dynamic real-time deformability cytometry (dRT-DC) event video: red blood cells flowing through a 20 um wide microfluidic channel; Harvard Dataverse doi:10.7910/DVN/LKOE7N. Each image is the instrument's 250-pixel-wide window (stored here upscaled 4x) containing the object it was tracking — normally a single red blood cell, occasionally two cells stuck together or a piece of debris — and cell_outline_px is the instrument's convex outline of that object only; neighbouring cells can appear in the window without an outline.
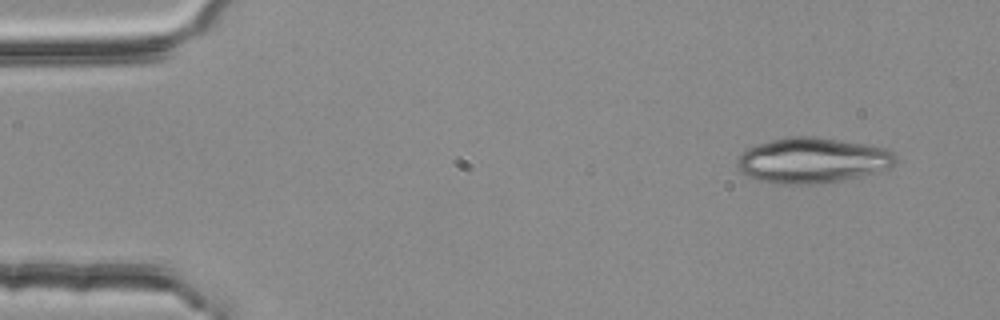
{"species": "common noctule bat (a hibernating species)", "species_latin": "Nyctalus noctula", "temperature_condition": "room temperature", "stored_images_in_passage": 3, "camera_frame_rate_fps": 3000, "um_per_image_px": 0.085, "animal": {"sex": "female", "body_mass_g": 25.1}, "frame": {"image": 1, "passage_image": 1, "time_ms": 0.0, "image_size_px": [1000, 320], "cell_outline_px": [[896, 160], [888, 168], [840, 180], [812, 184], [780, 184], [760, 180], [748, 176], [740, 172], [736, 164], [740, 152], [756, 144], [772, 140], [792, 136], [812, 136], [888, 148], [896, 156]], "centroid_in_image_um": [68.98, 13.62], "position_along_channel_um": 16.0, "area_um2": 41.38}}